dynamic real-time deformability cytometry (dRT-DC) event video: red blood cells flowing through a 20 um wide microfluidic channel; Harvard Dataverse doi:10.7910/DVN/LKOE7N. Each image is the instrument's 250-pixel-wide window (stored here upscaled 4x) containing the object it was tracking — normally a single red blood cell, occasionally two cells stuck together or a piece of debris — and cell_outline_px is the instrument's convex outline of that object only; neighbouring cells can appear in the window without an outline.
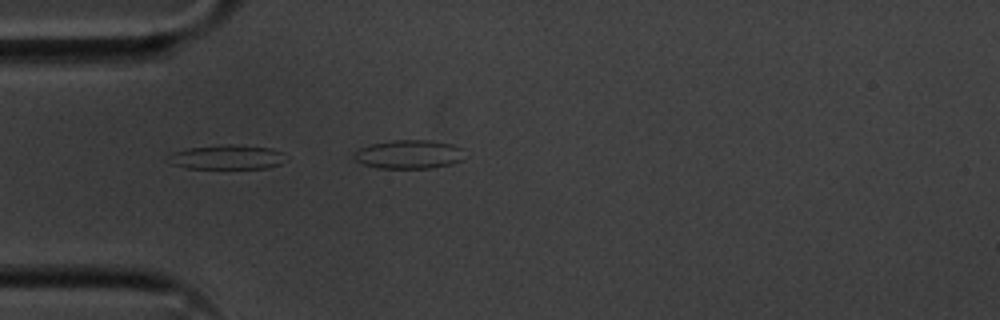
{"species": "common noctule bat (a hibernating species)", "species_latin": "Nyctalus noctula", "temperature_condition": "cold", "stored_images_in_passage": 20, "camera_frame_rate_fps": 3000, "um_per_image_px": 0.085, "animal": {"sex": "male", "body_mass_g": 20.1, "forearm_length_mm": 53.5}, "frame": {"image": 1, "passage_image": 15, "time_ms": 4.667, "image_size_px": [1000, 320], "cell_outline_px": [[288, 160], [280, 164], [268, 168], [188, 168], [172, 164], [164, 160], [172, 152], [188, 148], [228, 144], [232, 144], [272, 148], [284, 152], [288, 156]], "centroid_in_image_um": [19.34, 13.35], "position_along_channel_um": 65.7, "area_um2": 17.05}}